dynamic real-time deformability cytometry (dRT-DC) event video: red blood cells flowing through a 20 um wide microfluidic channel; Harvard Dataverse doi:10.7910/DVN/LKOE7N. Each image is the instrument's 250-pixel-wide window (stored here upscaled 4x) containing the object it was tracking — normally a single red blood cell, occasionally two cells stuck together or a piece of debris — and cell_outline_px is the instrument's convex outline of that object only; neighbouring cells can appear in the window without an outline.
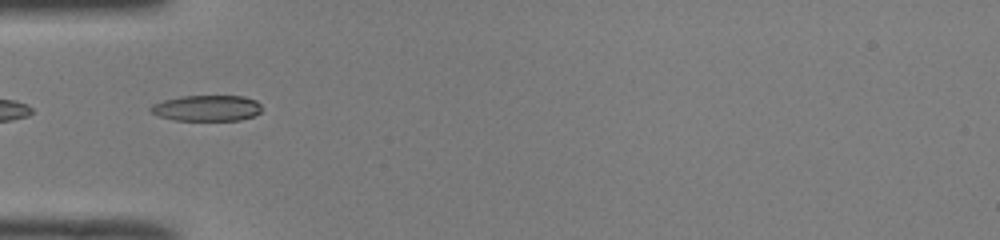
{"species": "common noctule bat (a hibernating species)", "species_latin": "Nyctalus noctula", "temperature_condition": "room temperature", "stored_images_in_passage": 35, "camera_frame_rate_fps": 3000, "um_per_image_px": 0.085, "animal": {"sex": "male", "body_mass_g": 19.0, "forearm_length_mm": 50.8}, "frame": {"image": 1, "passage_image": 1, "time_ms": 0.0, "image_size_px": [1000, 240], "cell_outline_px": [[260, 112], [252, 116], [240, 120], [172, 120], [160, 116], [152, 112], [148, 108], [152, 104], [164, 100], [184, 96], [244, 96], [256, 100], [260, 104]], "centroid_in_image_um": [17.57, 9.19], "position_along_channel_um": 67.4, "area_um2": 16.65}}
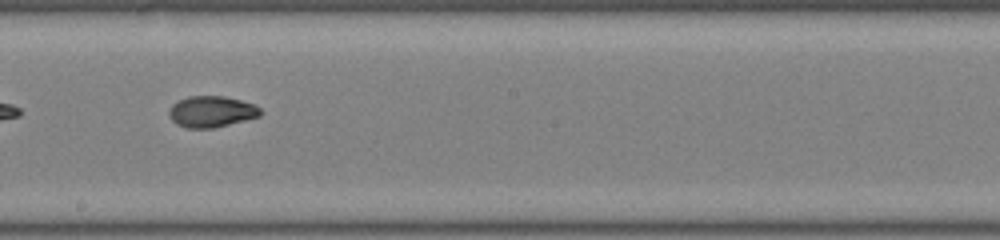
{"frame": {"image": 2, "passage_image": 13, "time_ms": 4.0, "image_size_px": [1000, 240], "cell_outline_px": [[264, 112], [260, 116], [212, 128], [188, 128], [176, 124], [168, 116], [168, 112], [172, 104], [188, 96], [224, 96], [240, 100], [252, 104], [260, 108]], "centroid_in_image_um": [17.96, 9.48], "position_along_channel_um": 230.2, "area_um2": 16.53}}
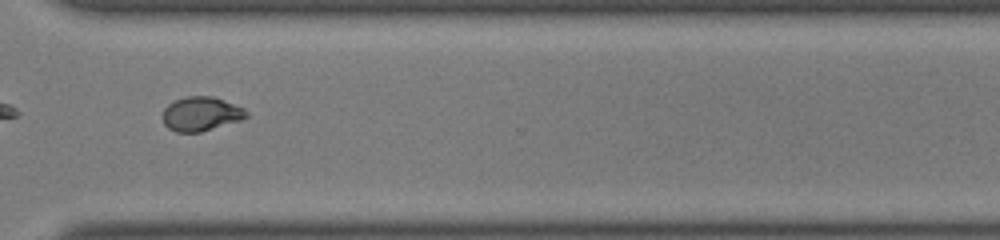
{"frame": {"image": 3, "passage_image": 22, "time_ms": 7.0, "image_size_px": [1000, 240], "cell_outline_px": [[248, 116], [240, 120], [200, 132], [176, 132], [168, 128], [164, 124], [160, 116], [164, 108], [168, 104], [176, 100], [188, 96], [212, 96], [224, 100], [244, 108], [248, 112]], "centroid_in_image_um": [17.05, 9.68], "position_along_channel_um": 353.6, "area_um2": 16.7}, "authors_computed_cell_mechanics": {"area_um2": 16.7042, "velocity_mm_per_s": 4.0839, "shape_relaxation_time_tau1_ms": null, "shape_relaxation_time_tau2_ms": 1.7654, "deformation_change_tau1": null, "deformation_change_tau2": 0.0609}}